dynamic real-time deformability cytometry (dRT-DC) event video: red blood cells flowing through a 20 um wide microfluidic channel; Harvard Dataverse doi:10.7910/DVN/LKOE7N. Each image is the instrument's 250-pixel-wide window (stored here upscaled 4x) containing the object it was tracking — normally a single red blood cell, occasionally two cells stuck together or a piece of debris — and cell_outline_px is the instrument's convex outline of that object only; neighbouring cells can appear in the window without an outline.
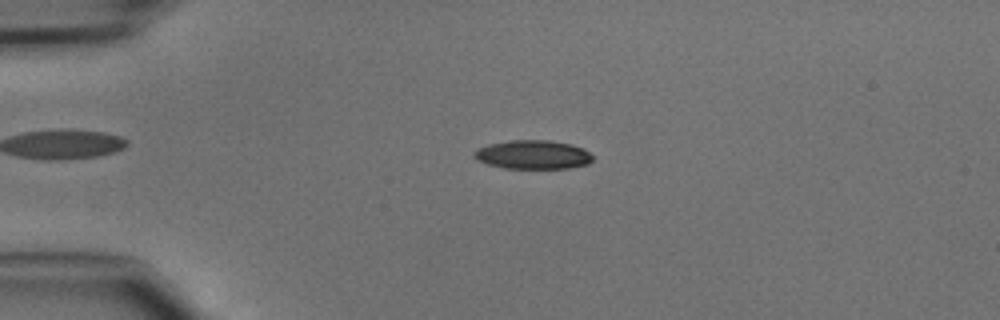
{"species": "common noctule bat (a hibernating species)", "species_latin": "Nyctalus noctula", "temperature_condition": "cold", "stored_images_in_passage": 40, "camera_frame_rate_fps": 3000, "um_per_image_px": 0.085, "animal": {"sex": "male", "body_mass_g": 15.6}, "frame": {"image": 1, "passage_image": 5, "time_ms": 1.333, "image_size_px": [1000, 320], "cell_outline_px": [[592, 160], [588, 164], [568, 168], [504, 168], [488, 164], [476, 160], [472, 156], [472, 152], [476, 148], [488, 144], [508, 140], [548, 140], [572, 144], [584, 148], [592, 156]], "centroid_in_image_um": [45.25, 13.13], "position_along_channel_um": 39.7, "area_um2": 20.11}}
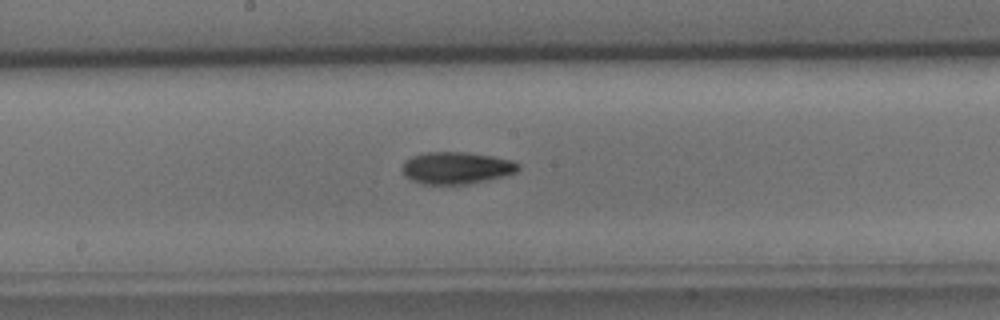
{"frame": {"image": 2, "passage_image": 19, "time_ms": 6.0, "image_size_px": [1000, 320], "cell_outline_px": [[520, 168], [516, 172], [504, 176], [464, 184], [424, 184], [412, 180], [404, 176], [404, 160], [412, 156], [428, 152], [464, 152], [492, 156], [512, 160], [520, 164]], "centroid_in_image_um": [38.81, 14.26], "position_along_channel_um": 209.4, "area_um2": 21.44}}
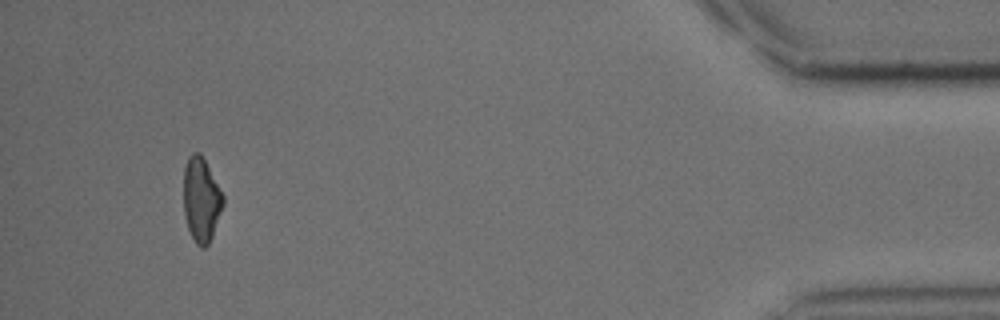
{"frame": {"image": 3, "passage_image": 38, "time_ms": 12.333, "image_size_px": [1000, 320], "cell_outline_px": [[224, 204], [212, 236], [208, 244], [204, 248], [200, 248], [196, 244], [188, 228], [184, 216], [184, 164], [188, 156], [192, 152], [200, 152], [224, 196]], "centroid_in_image_um": [17.09, 16.96], "position_along_channel_um": 418.1, "area_um2": 19.42}}